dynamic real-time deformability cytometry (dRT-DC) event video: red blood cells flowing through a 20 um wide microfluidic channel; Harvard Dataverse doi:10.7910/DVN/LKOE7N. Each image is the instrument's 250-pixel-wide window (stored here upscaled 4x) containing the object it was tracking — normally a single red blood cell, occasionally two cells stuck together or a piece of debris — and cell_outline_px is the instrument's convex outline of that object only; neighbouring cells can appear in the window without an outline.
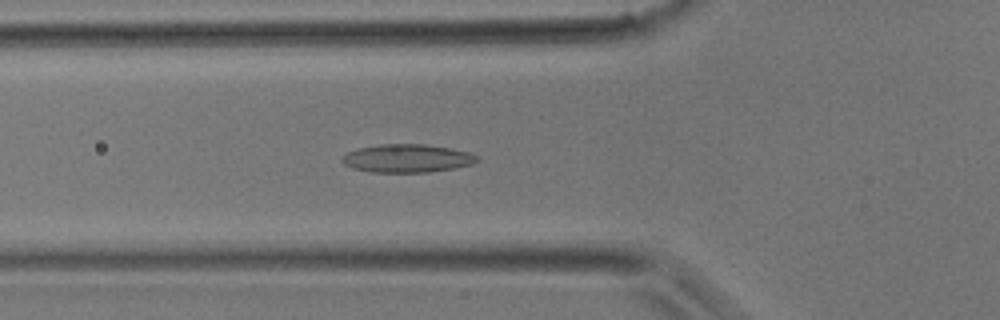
{"species": "common noctule bat (a hibernating species)", "species_latin": "Nyctalus noctula", "temperature_condition": "room temperature", "stored_images_in_passage": 33, "camera_frame_rate_fps": 3000, "um_per_image_px": 0.085, "animal": {"sex": "male", "body_mass_g": 17.9}, "frame": {"image": 1, "passage_image": 7, "time_ms": 2.0, "image_size_px": [1000, 320], "cell_outline_px": [[480, 160], [472, 164], [452, 168], [428, 172], [368, 172], [352, 168], [344, 164], [340, 160], [348, 152], [356, 148], [380, 144], [424, 144], [448, 148], [468, 152], [480, 156]], "centroid_in_image_um": [34.59, 13.46], "position_along_channel_um": 91.2, "area_um2": 22.2}}
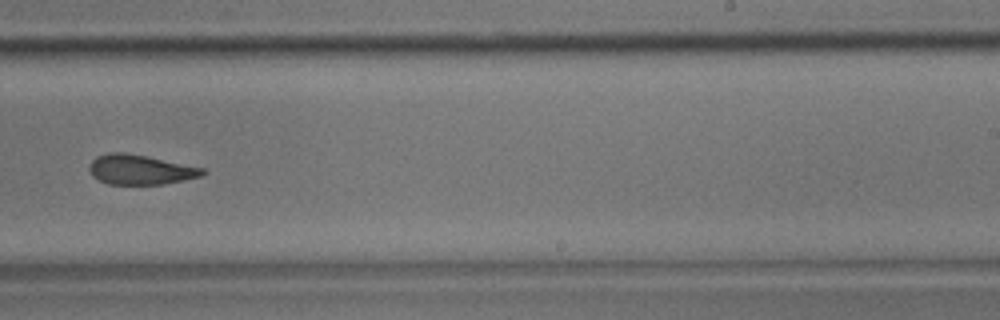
{"frame": {"image": 2, "passage_image": 18, "time_ms": 5.667, "image_size_px": [1000, 320], "cell_outline_px": [[204, 172], [200, 176], [184, 180], [164, 184], [108, 184], [92, 176], [88, 168], [92, 160], [96, 156], [112, 152], [124, 152], [204, 168]], "centroid_in_image_um": [11.88, 14.42], "position_along_channel_um": 277.1, "area_um2": 19.36}}
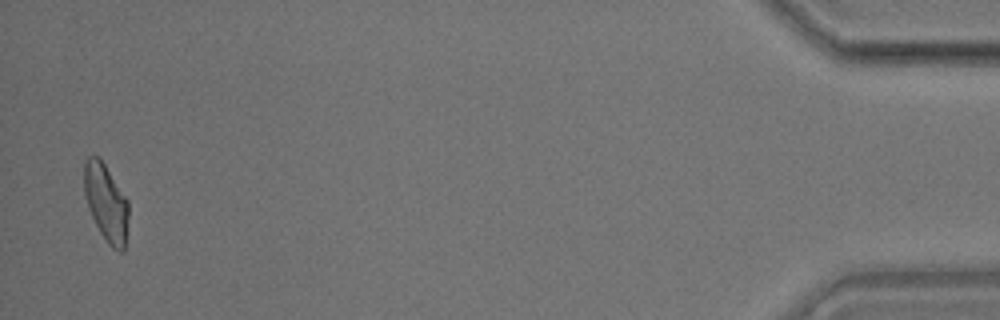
{"frame": {"image": 3, "passage_image": 32, "time_ms": 10.333, "image_size_px": [1000, 320], "cell_outline_px": [[128, 216], [124, 252], [120, 252], [112, 248], [108, 244], [100, 232], [88, 208], [84, 192], [84, 160], [88, 156], [100, 156], [128, 200]], "centroid_in_image_um": [9.01, 17.2], "position_along_channel_um": 426.2, "area_um2": 20.11}}